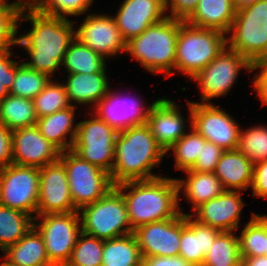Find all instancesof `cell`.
Here are the masks:
<instances>
[{"instance_id": "cb8c5ba5", "label": "cell", "mask_w": 267, "mask_h": 266, "mask_svg": "<svg viewBox=\"0 0 267 266\" xmlns=\"http://www.w3.org/2000/svg\"><path fill=\"white\" fill-rule=\"evenodd\" d=\"M106 69L96 73L69 74L65 89L69 102L77 104H91L94 107L110 91Z\"/></svg>"}, {"instance_id": "3957f363", "label": "cell", "mask_w": 267, "mask_h": 266, "mask_svg": "<svg viewBox=\"0 0 267 266\" xmlns=\"http://www.w3.org/2000/svg\"><path fill=\"white\" fill-rule=\"evenodd\" d=\"M165 150L158 144L146 124L119 131L115 141V159L110 174L112 183L157 178L151 173L159 165Z\"/></svg>"}, {"instance_id": "ac0fdd59", "label": "cell", "mask_w": 267, "mask_h": 266, "mask_svg": "<svg viewBox=\"0 0 267 266\" xmlns=\"http://www.w3.org/2000/svg\"><path fill=\"white\" fill-rule=\"evenodd\" d=\"M165 12V0H124L113 18L127 42L165 19Z\"/></svg>"}, {"instance_id": "f546056e", "label": "cell", "mask_w": 267, "mask_h": 266, "mask_svg": "<svg viewBox=\"0 0 267 266\" xmlns=\"http://www.w3.org/2000/svg\"><path fill=\"white\" fill-rule=\"evenodd\" d=\"M37 119L32 99L9 94L0 100V123L8 129L35 126Z\"/></svg>"}, {"instance_id": "2e32d148", "label": "cell", "mask_w": 267, "mask_h": 266, "mask_svg": "<svg viewBox=\"0 0 267 266\" xmlns=\"http://www.w3.org/2000/svg\"><path fill=\"white\" fill-rule=\"evenodd\" d=\"M142 257L179 255L181 213L173 218L139 226L133 230Z\"/></svg>"}, {"instance_id": "4dcf8cb0", "label": "cell", "mask_w": 267, "mask_h": 266, "mask_svg": "<svg viewBox=\"0 0 267 266\" xmlns=\"http://www.w3.org/2000/svg\"><path fill=\"white\" fill-rule=\"evenodd\" d=\"M105 60L107 59L75 38L66 51L62 66L68 74H90L101 72L106 66Z\"/></svg>"}, {"instance_id": "4fadbf2b", "label": "cell", "mask_w": 267, "mask_h": 266, "mask_svg": "<svg viewBox=\"0 0 267 266\" xmlns=\"http://www.w3.org/2000/svg\"><path fill=\"white\" fill-rule=\"evenodd\" d=\"M187 103L190 127L224 151L238 148L240 127L231 115L211 103Z\"/></svg>"}, {"instance_id": "f5cc1de1", "label": "cell", "mask_w": 267, "mask_h": 266, "mask_svg": "<svg viewBox=\"0 0 267 266\" xmlns=\"http://www.w3.org/2000/svg\"><path fill=\"white\" fill-rule=\"evenodd\" d=\"M50 266H71V265H69L68 263H54L51 264Z\"/></svg>"}, {"instance_id": "484cf974", "label": "cell", "mask_w": 267, "mask_h": 266, "mask_svg": "<svg viewBox=\"0 0 267 266\" xmlns=\"http://www.w3.org/2000/svg\"><path fill=\"white\" fill-rule=\"evenodd\" d=\"M76 105L59 110L51 115L37 119L36 126L40 133L61 152L72 149L77 134L78 123L73 126ZM67 134H70L67 142Z\"/></svg>"}, {"instance_id": "d590c367", "label": "cell", "mask_w": 267, "mask_h": 266, "mask_svg": "<svg viewBox=\"0 0 267 266\" xmlns=\"http://www.w3.org/2000/svg\"><path fill=\"white\" fill-rule=\"evenodd\" d=\"M191 132L183 135L169 149L172 150L175 157V167L179 170L191 169L199 156H201L202 145L207 141L193 127Z\"/></svg>"}, {"instance_id": "f6af8a7d", "label": "cell", "mask_w": 267, "mask_h": 266, "mask_svg": "<svg viewBox=\"0 0 267 266\" xmlns=\"http://www.w3.org/2000/svg\"><path fill=\"white\" fill-rule=\"evenodd\" d=\"M251 187L252 196L267 199V160L254 164Z\"/></svg>"}, {"instance_id": "60d3db41", "label": "cell", "mask_w": 267, "mask_h": 266, "mask_svg": "<svg viewBox=\"0 0 267 266\" xmlns=\"http://www.w3.org/2000/svg\"><path fill=\"white\" fill-rule=\"evenodd\" d=\"M94 0H45L37 9L43 14L54 17L67 18L66 16H78L85 13Z\"/></svg>"}, {"instance_id": "f35d334b", "label": "cell", "mask_w": 267, "mask_h": 266, "mask_svg": "<svg viewBox=\"0 0 267 266\" xmlns=\"http://www.w3.org/2000/svg\"><path fill=\"white\" fill-rule=\"evenodd\" d=\"M253 164L267 160V126H254L246 131L240 129L237 148Z\"/></svg>"}, {"instance_id": "681fc988", "label": "cell", "mask_w": 267, "mask_h": 266, "mask_svg": "<svg viewBox=\"0 0 267 266\" xmlns=\"http://www.w3.org/2000/svg\"><path fill=\"white\" fill-rule=\"evenodd\" d=\"M241 266H267V256L241 258Z\"/></svg>"}, {"instance_id": "7402d4cb", "label": "cell", "mask_w": 267, "mask_h": 266, "mask_svg": "<svg viewBox=\"0 0 267 266\" xmlns=\"http://www.w3.org/2000/svg\"><path fill=\"white\" fill-rule=\"evenodd\" d=\"M194 215L181 212L179 255L193 266H202L205 254L221 231L198 223L193 219Z\"/></svg>"}, {"instance_id": "5bb4252c", "label": "cell", "mask_w": 267, "mask_h": 266, "mask_svg": "<svg viewBox=\"0 0 267 266\" xmlns=\"http://www.w3.org/2000/svg\"><path fill=\"white\" fill-rule=\"evenodd\" d=\"M74 211L64 163L58 159L39 168L37 215Z\"/></svg>"}, {"instance_id": "6da1fadb", "label": "cell", "mask_w": 267, "mask_h": 266, "mask_svg": "<svg viewBox=\"0 0 267 266\" xmlns=\"http://www.w3.org/2000/svg\"><path fill=\"white\" fill-rule=\"evenodd\" d=\"M21 11L20 18L29 20L32 29L18 37L17 45L23 46L31 57L23 62L28 68L49 77L62 65L66 51L75 39L74 24L67 18L43 14L38 10Z\"/></svg>"}, {"instance_id": "52a82bcc", "label": "cell", "mask_w": 267, "mask_h": 266, "mask_svg": "<svg viewBox=\"0 0 267 266\" xmlns=\"http://www.w3.org/2000/svg\"><path fill=\"white\" fill-rule=\"evenodd\" d=\"M81 210L80 219L83 233L102 240L133 233L126 203L122 194L115 187L101 199L84 206Z\"/></svg>"}, {"instance_id": "bcb514c9", "label": "cell", "mask_w": 267, "mask_h": 266, "mask_svg": "<svg viewBox=\"0 0 267 266\" xmlns=\"http://www.w3.org/2000/svg\"><path fill=\"white\" fill-rule=\"evenodd\" d=\"M12 164V130L0 123V169Z\"/></svg>"}, {"instance_id": "b9f144b4", "label": "cell", "mask_w": 267, "mask_h": 266, "mask_svg": "<svg viewBox=\"0 0 267 266\" xmlns=\"http://www.w3.org/2000/svg\"><path fill=\"white\" fill-rule=\"evenodd\" d=\"M10 56H13L10 49L0 50V100L9 95L16 77V61Z\"/></svg>"}, {"instance_id": "5b68a950", "label": "cell", "mask_w": 267, "mask_h": 266, "mask_svg": "<svg viewBox=\"0 0 267 266\" xmlns=\"http://www.w3.org/2000/svg\"><path fill=\"white\" fill-rule=\"evenodd\" d=\"M226 35L179 20L175 69L191 79L214 60L227 46Z\"/></svg>"}, {"instance_id": "d6986e66", "label": "cell", "mask_w": 267, "mask_h": 266, "mask_svg": "<svg viewBox=\"0 0 267 266\" xmlns=\"http://www.w3.org/2000/svg\"><path fill=\"white\" fill-rule=\"evenodd\" d=\"M240 192L225 190L218 197L204 202L193 211L197 212L194 220L221 232L237 230L240 213L244 207Z\"/></svg>"}, {"instance_id": "8fae6325", "label": "cell", "mask_w": 267, "mask_h": 266, "mask_svg": "<svg viewBox=\"0 0 267 266\" xmlns=\"http://www.w3.org/2000/svg\"><path fill=\"white\" fill-rule=\"evenodd\" d=\"M39 168L10 164L0 169V205L37 214Z\"/></svg>"}, {"instance_id": "74e56055", "label": "cell", "mask_w": 267, "mask_h": 266, "mask_svg": "<svg viewBox=\"0 0 267 266\" xmlns=\"http://www.w3.org/2000/svg\"><path fill=\"white\" fill-rule=\"evenodd\" d=\"M104 240L81 232L71 252V266H101Z\"/></svg>"}, {"instance_id": "9a60e30c", "label": "cell", "mask_w": 267, "mask_h": 266, "mask_svg": "<svg viewBox=\"0 0 267 266\" xmlns=\"http://www.w3.org/2000/svg\"><path fill=\"white\" fill-rule=\"evenodd\" d=\"M61 151L48 141L37 126L12 130V163L42 168L60 158Z\"/></svg>"}, {"instance_id": "f1b7e54d", "label": "cell", "mask_w": 267, "mask_h": 266, "mask_svg": "<svg viewBox=\"0 0 267 266\" xmlns=\"http://www.w3.org/2000/svg\"><path fill=\"white\" fill-rule=\"evenodd\" d=\"M142 259L133 233L104 240L101 266H142Z\"/></svg>"}, {"instance_id": "e575fe53", "label": "cell", "mask_w": 267, "mask_h": 266, "mask_svg": "<svg viewBox=\"0 0 267 266\" xmlns=\"http://www.w3.org/2000/svg\"><path fill=\"white\" fill-rule=\"evenodd\" d=\"M18 63L16 61V77L9 94L33 100L50 82L51 77L28 68L23 62Z\"/></svg>"}, {"instance_id": "d4e9b609", "label": "cell", "mask_w": 267, "mask_h": 266, "mask_svg": "<svg viewBox=\"0 0 267 266\" xmlns=\"http://www.w3.org/2000/svg\"><path fill=\"white\" fill-rule=\"evenodd\" d=\"M3 266H50L44 240L36 228H32L15 244L4 251Z\"/></svg>"}, {"instance_id": "ba28073f", "label": "cell", "mask_w": 267, "mask_h": 266, "mask_svg": "<svg viewBox=\"0 0 267 266\" xmlns=\"http://www.w3.org/2000/svg\"><path fill=\"white\" fill-rule=\"evenodd\" d=\"M73 205L79 211L105 196L115 185L108 172L81 159L72 150L62 151Z\"/></svg>"}, {"instance_id": "836d02e7", "label": "cell", "mask_w": 267, "mask_h": 266, "mask_svg": "<svg viewBox=\"0 0 267 266\" xmlns=\"http://www.w3.org/2000/svg\"><path fill=\"white\" fill-rule=\"evenodd\" d=\"M241 262L239 238L231 232H221L205 254L202 266H238Z\"/></svg>"}, {"instance_id": "30bf717a", "label": "cell", "mask_w": 267, "mask_h": 266, "mask_svg": "<svg viewBox=\"0 0 267 266\" xmlns=\"http://www.w3.org/2000/svg\"><path fill=\"white\" fill-rule=\"evenodd\" d=\"M80 212L56 213L36 215L43 217L42 221L36 222L34 228L44 240L48 260L51 264L67 263L71 252L82 232ZM37 223V224H35ZM80 223V224H79Z\"/></svg>"}, {"instance_id": "44dd1931", "label": "cell", "mask_w": 267, "mask_h": 266, "mask_svg": "<svg viewBox=\"0 0 267 266\" xmlns=\"http://www.w3.org/2000/svg\"><path fill=\"white\" fill-rule=\"evenodd\" d=\"M178 108L176 103L170 99H157L148 115L147 125L166 153L176 141L186 134L185 119Z\"/></svg>"}, {"instance_id": "1f68e13d", "label": "cell", "mask_w": 267, "mask_h": 266, "mask_svg": "<svg viewBox=\"0 0 267 266\" xmlns=\"http://www.w3.org/2000/svg\"><path fill=\"white\" fill-rule=\"evenodd\" d=\"M34 227V218L20 210L0 205V248L18 242Z\"/></svg>"}, {"instance_id": "ffe728a7", "label": "cell", "mask_w": 267, "mask_h": 266, "mask_svg": "<svg viewBox=\"0 0 267 266\" xmlns=\"http://www.w3.org/2000/svg\"><path fill=\"white\" fill-rule=\"evenodd\" d=\"M118 95L114 92H108L96 104L95 114L118 132L132 126L146 124L150 109L156 101L150 106L144 107L136 98L129 100L127 96L124 99Z\"/></svg>"}, {"instance_id": "7c38bea8", "label": "cell", "mask_w": 267, "mask_h": 266, "mask_svg": "<svg viewBox=\"0 0 267 266\" xmlns=\"http://www.w3.org/2000/svg\"><path fill=\"white\" fill-rule=\"evenodd\" d=\"M245 68L248 72L255 66L238 52L227 46L212 60L204 69L197 73L192 79L198 81L203 102L209 103L211 98L225 96L238 78L240 69Z\"/></svg>"}, {"instance_id": "277c9868", "label": "cell", "mask_w": 267, "mask_h": 266, "mask_svg": "<svg viewBox=\"0 0 267 266\" xmlns=\"http://www.w3.org/2000/svg\"><path fill=\"white\" fill-rule=\"evenodd\" d=\"M179 20L166 17L126 42L125 52L153 74L174 75Z\"/></svg>"}, {"instance_id": "e0dca14e", "label": "cell", "mask_w": 267, "mask_h": 266, "mask_svg": "<svg viewBox=\"0 0 267 266\" xmlns=\"http://www.w3.org/2000/svg\"><path fill=\"white\" fill-rule=\"evenodd\" d=\"M79 26L75 38L105 59L126 50V40L113 16L91 14Z\"/></svg>"}, {"instance_id": "816d5d0a", "label": "cell", "mask_w": 267, "mask_h": 266, "mask_svg": "<svg viewBox=\"0 0 267 266\" xmlns=\"http://www.w3.org/2000/svg\"><path fill=\"white\" fill-rule=\"evenodd\" d=\"M232 1H233L234 8L236 10H239L251 4H254L258 0H232Z\"/></svg>"}, {"instance_id": "8d00e7d4", "label": "cell", "mask_w": 267, "mask_h": 266, "mask_svg": "<svg viewBox=\"0 0 267 266\" xmlns=\"http://www.w3.org/2000/svg\"><path fill=\"white\" fill-rule=\"evenodd\" d=\"M50 80L43 90L33 99L37 118L51 115L72 106L68 100L65 86Z\"/></svg>"}, {"instance_id": "7bdbcfd3", "label": "cell", "mask_w": 267, "mask_h": 266, "mask_svg": "<svg viewBox=\"0 0 267 266\" xmlns=\"http://www.w3.org/2000/svg\"><path fill=\"white\" fill-rule=\"evenodd\" d=\"M224 150L216 144L206 141L202 145L201 156L198 157L195 165L190 169L197 172H215L217 163Z\"/></svg>"}, {"instance_id": "83f0119b", "label": "cell", "mask_w": 267, "mask_h": 266, "mask_svg": "<svg viewBox=\"0 0 267 266\" xmlns=\"http://www.w3.org/2000/svg\"><path fill=\"white\" fill-rule=\"evenodd\" d=\"M188 174L186 180L176 179L179 192L183 189L184 196L192 202V211L204 202L221 195L225 189L214 172H197L193 170L184 171Z\"/></svg>"}, {"instance_id": "ee69618b", "label": "cell", "mask_w": 267, "mask_h": 266, "mask_svg": "<svg viewBox=\"0 0 267 266\" xmlns=\"http://www.w3.org/2000/svg\"><path fill=\"white\" fill-rule=\"evenodd\" d=\"M199 0H165V10L170 7L172 19L186 21L196 10Z\"/></svg>"}, {"instance_id": "7dc6e473", "label": "cell", "mask_w": 267, "mask_h": 266, "mask_svg": "<svg viewBox=\"0 0 267 266\" xmlns=\"http://www.w3.org/2000/svg\"><path fill=\"white\" fill-rule=\"evenodd\" d=\"M142 266H193L182 256H145L142 259Z\"/></svg>"}, {"instance_id": "7a4b0ae2", "label": "cell", "mask_w": 267, "mask_h": 266, "mask_svg": "<svg viewBox=\"0 0 267 266\" xmlns=\"http://www.w3.org/2000/svg\"><path fill=\"white\" fill-rule=\"evenodd\" d=\"M114 187L124 198L132 230L176 217L182 212L178 206L180 193L174 178L159 176L149 180L126 181ZM129 189L128 193L124 192Z\"/></svg>"}, {"instance_id": "9c48e42d", "label": "cell", "mask_w": 267, "mask_h": 266, "mask_svg": "<svg viewBox=\"0 0 267 266\" xmlns=\"http://www.w3.org/2000/svg\"><path fill=\"white\" fill-rule=\"evenodd\" d=\"M118 131L96 114L88 121L78 123L72 151L81 159L111 174L115 159V141Z\"/></svg>"}, {"instance_id": "4316f807", "label": "cell", "mask_w": 267, "mask_h": 266, "mask_svg": "<svg viewBox=\"0 0 267 266\" xmlns=\"http://www.w3.org/2000/svg\"><path fill=\"white\" fill-rule=\"evenodd\" d=\"M236 9L232 0H199L196 10L186 20L196 27L229 33Z\"/></svg>"}, {"instance_id": "8992f818", "label": "cell", "mask_w": 267, "mask_h": 266, "mask_svg": "<svg viewBox=\"0 0 267 266\" xmlns=\"http://www.w3.org/2000/svg\"><path fill=\"white\" fill-rule=\"evenodd\" d=\"M226 38L227 47L247 58L254 66L267 59V0H258L236 10Z\"/></svg>"}, {"instance_id": "c3c4849f", "label": "cell", "mask_w": 267, "mask_h": 266, "mask_svg": "<svg viewBox=\"0 0 267 266\" xmlns=\"http://www.w3.org/2000/svg\"><path fill=\"white\" fill-rule=\"evenodd\" d=\"M260 68L258 75L254 77V89L257 90L259 98L263 102L262 105H267V59L260 61L255 65V69Z\"/></svg>"}, {"instance_id": "ab89813d", "label": "cell", "mask_w": 267, "mask_h": 266, "mask_svg": "<svg viewBox=\"0 0 267 266\" xmlns=\"http://www.w3.org/2000/svg\"><path fill=\"white\" fill-rule=\"evenodd\" d=\"M6 1L0 5V50H7L17 45L16 35L22 11L15 3L8 4Z\"/></svg>"}, {"instance_id": "d6a6232c", "label": "cell", "mask_w": 267, "mask_h": 266, "mask_svg": "<svg viewBox=\"0 0 267 266\" xmlns=\"http://www.w3.org/2000/svg\"><path fill=\"white\" fill-rule=\"evenodd\" d=\"M238 238L241 258L266 255V215L252 213Z\"/></svg>"}, {"instance_id": "f907efd6", "label": "cell", "mask_w": 267, "mask_h": 266, "mask_svg": "<svg viewBox=\"0 0 267 266\" xmlns=\"http://www.w3.org/2000/svg\"><path fill=\"white\" fill-rule=\"evenodd\" d=\"M44 2L45 0H32L31 2L25 0L14 1L21 10H37Z\"/></svg>"}, {"instance_id": "db71d44e", "label": "cell", "mask_w": 267, "mask_h": 266, "mask_svg": "<svg viewBox=\"0 0 267 266\" xmlns=\"http://www.w3.org/2000/svg\"><path fill=\"white\" fill-rule=\"evenodd\" d=\"M266 256H267V215H266Z\"/></svg>"}, {"instance_id": "603a6c76", "label": "cell", "mask_w": 267, "mask_h": 266, "mask_svg": "<svg viewBox=\"0 0 267 266\" xmlns=\"http://www.w3.org/2000/svg\"><path fill=\"white\" fill-rule=\"evenodd\" d=\"M253 171L251 160L236 149L223 152L214 173L225 190L243 191L251 187Z\"/></svg>"}]
</instances>
